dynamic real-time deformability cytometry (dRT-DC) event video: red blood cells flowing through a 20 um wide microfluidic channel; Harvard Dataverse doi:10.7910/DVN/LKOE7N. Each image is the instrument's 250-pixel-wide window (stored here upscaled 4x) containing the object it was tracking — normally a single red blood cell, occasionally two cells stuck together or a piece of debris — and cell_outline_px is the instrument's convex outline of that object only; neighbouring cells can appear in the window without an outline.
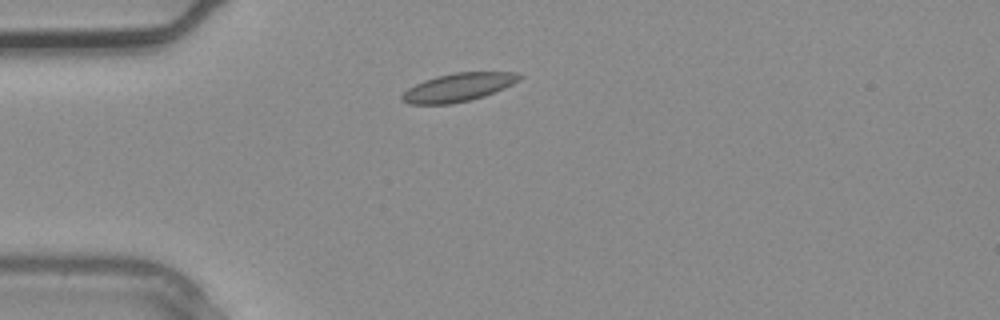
{"species": "common noctule bat (a hibernating species)", "species_latin": "Nyctalus noctula", "temperature_condition": "warm", "stored_images_in_passage": 1, "camera_frame_rate_fps": 3000, "um_per_image_px": 0.085, "animal": {"sex": "male", "body_mass_g": 20.4}, "frame": {"image": 1, "passage_image": 1, "time_ms": 0.0, "image_size_px": [1000, 320], "cell_outline_px": [[524, 76], [520, 80], [504, 88], [484, 96], [452, 104], [408, 104], [400, 100], [400, 96], [408, 88], [424, 80], [436, 76], [452, 72], [516, 72]], "centroid_in_image_um": [38.94, 7.42], "position_along_channel_um": 46.1, "area_um2": 19.42}}